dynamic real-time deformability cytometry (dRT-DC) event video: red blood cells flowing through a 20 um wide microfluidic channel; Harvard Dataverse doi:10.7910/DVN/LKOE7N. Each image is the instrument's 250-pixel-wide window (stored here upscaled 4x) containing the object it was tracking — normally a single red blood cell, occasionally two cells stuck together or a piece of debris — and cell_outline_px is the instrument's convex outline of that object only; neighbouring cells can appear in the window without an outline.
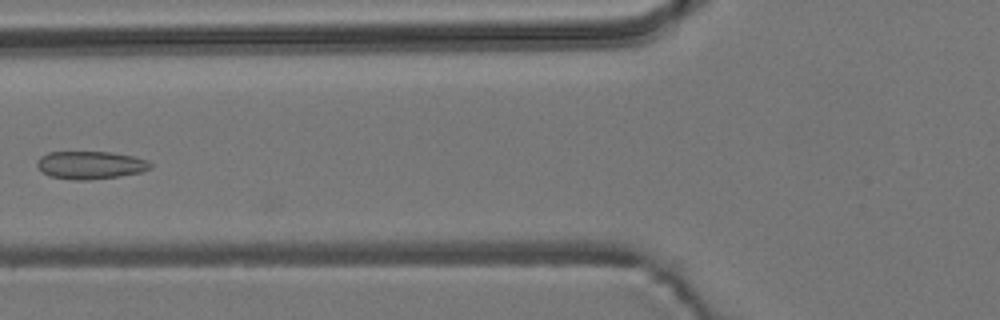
{"species": "common noctule bat (a hibernating species)", "species_latin": "Nyctalus noctula", "temperature_condition": "room temperature", "stored_images_in_passage": 5, "camera_frame_rate_fps": 3000, "um_per_image_px": 0.085, "animal": {"sex": "male", "body_mass_g": 19.2, "forearm_length_mm": 51.8}, "frame": {"image": 1, "passage_image": 4, "time_ms": 4.333, "image_size_px": [1000, 320], "cell_outline_px": [[152, 168], [140, 172], [120, 176], [88, 180], [76, 180], [48, 176], [40, 172], [36, 164], [36, 160], [40, 156], [48, 152], [112, 152], [136, 156], [148, 160], [152, 164]], "centroid_in_image_um": [7.67, 14.03], "position_along_channel_um": 118.1, "area_um2": 18.73}}
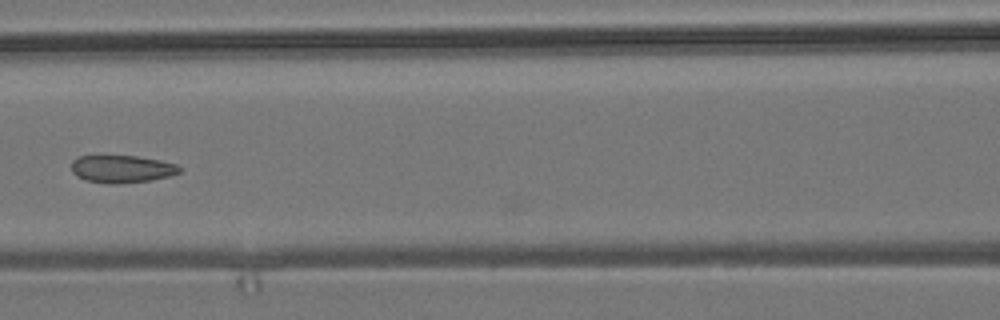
{"frame": {"image": 2, "passage_image": 5, "time_ms": 5.333, "image_size_px": [1000, 320], "cell_outline_px": [[180, 172], [172, 176], [152, 180], [116, 184], [108, 184], [84, 180], [76, 176], [72, 172], [72, 160], [76, 156], [136, 156], [160, 160], [176, 164], [180, 168]], "centroid_in_image_um": [10.34, 14.37], "position_along_channel_um": 156.3, "area_um2": 17.51}}